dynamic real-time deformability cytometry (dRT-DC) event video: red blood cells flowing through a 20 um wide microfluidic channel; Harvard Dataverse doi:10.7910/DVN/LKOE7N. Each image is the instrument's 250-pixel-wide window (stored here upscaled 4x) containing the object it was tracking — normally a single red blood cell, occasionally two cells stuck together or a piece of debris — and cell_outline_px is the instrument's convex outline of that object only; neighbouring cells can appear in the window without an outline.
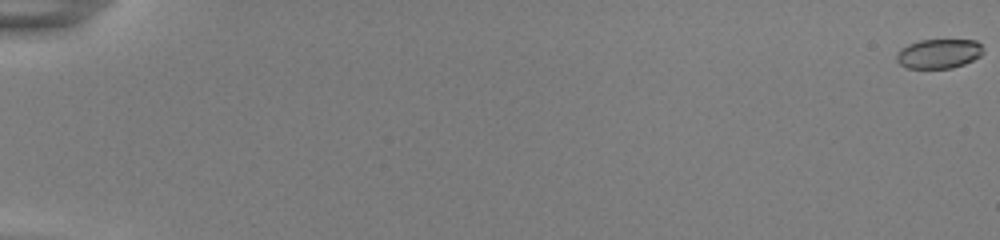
{"species": "common noctule bat (a hibernating species)", "species_latin": "Nyctalus noctula", "temperature_condition": "room temperature", "stored_images_in_passage": 56, "camera_frame_rate_fps": 3000, "um_per_image_px": 0.085, "animal": {"sex": "female", "body_mass_g": 22.0, "forearm_length_mm": 56.7}, "frame": {"image": 1, "passage_image": 1, "time_ms": 0.0, "image_size_px": [1000, 240], "cell_outline_px": [[984, 52], [980, 56], [964, 64], [952, 68], [904, 68], [896, 60], [896, 52], [900, 48], [908, 44], [920, 40], [976, 40], [984, 48]], "centroid_in_image_um": [79.78, 4.56], "position_along_channel_um": 5.2, "area_um2": 15.03}}
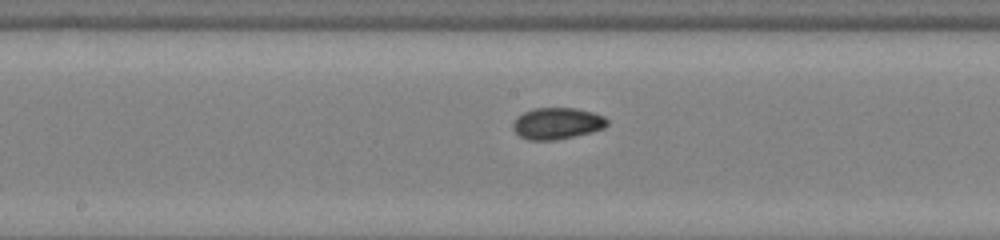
{"frame": {"image": 2, "passage_image": 32, "time_ms": 10.333, "image_size_px": [1000, 240], "cell_outline_px": [[608, 124], [604, 128], [556, 140], [528, 140], [520, 136], [512, 128], [512, 124], [516, 116], [532, 108], [576, 108], [592, 112], [604, 116], [608, 120]], "centroid_in_image_um": [47.32, 10.48], "position_along_channel_um": 200.9, "area_um2": 17.28}}
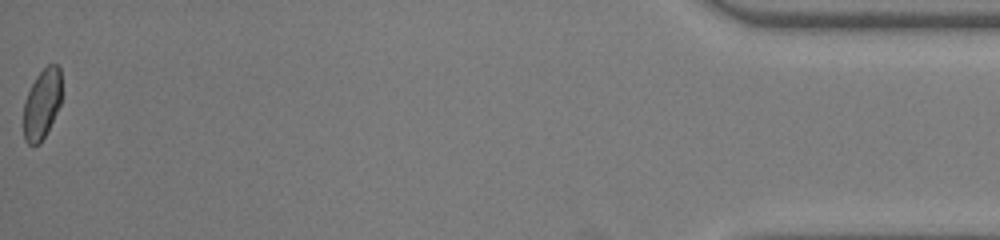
{"frame": {"image": 3, "passage_image": 56, "time_ms": 18.333, "image_size_px": [1000, 240], "cell_outline_px": [[60, 104], [40, 144], [32, 148], [24, 140], [24, 104], [28, 92], [36, 76], [48, 64], [56, 64], [60, 68]], "centroid_in_image_um": [3.54, 8.87], "position_along_channel_um": 431.7, "area_um2": 15.32}, "authors_computed_cell_mechanics": {"area_um2": 16.2996, "velocity_mm_per_s": 3.8812, "shape_relaxation_time_tau1_ms": 4.5008, "shape_relaxation_time_tau2_ms": 1.4395, "deformation_change_tau1": 0.1061, "deformation_change_tau2": 0.0404}}